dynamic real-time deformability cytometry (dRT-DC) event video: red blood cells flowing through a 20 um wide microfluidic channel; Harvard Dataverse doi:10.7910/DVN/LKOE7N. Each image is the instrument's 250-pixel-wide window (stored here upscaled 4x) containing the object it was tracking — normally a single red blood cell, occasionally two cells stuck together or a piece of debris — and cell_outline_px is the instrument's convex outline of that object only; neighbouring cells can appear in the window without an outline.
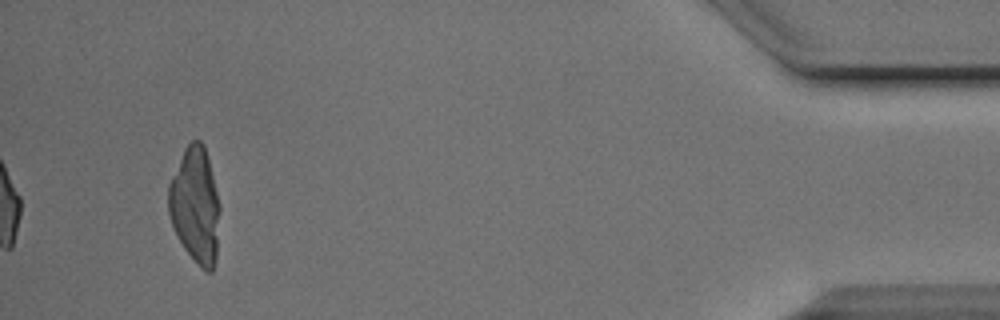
{"species": "Egyptian fruit bat (a non-hibernating species)", "species_latin": "Rousettus aegyptiacus", "temperature_condition": "cold", "stored_images_in_passage": 44, "camera_frame_rate_fps": 3000, "um_per_image_px": 0.085, "animal": {"sex": "male"}, "frame": {"image": 1, "passage_image": 44, "time_ms": 14.333, "image_size_px": [1000, 320], "cell_outline_px": [[220, 208], [216, 260], [212, 272], [208, 272], [184, 248], [176, 236], [168, 212], [168, 184], [184, 148], [192, 140], [200, 140], [204, 144], [220, 204]], "centroid_in_image_um": [16.59, 17.42], "position_along_channel_um": 418.6, "area_um2": 34.51}}